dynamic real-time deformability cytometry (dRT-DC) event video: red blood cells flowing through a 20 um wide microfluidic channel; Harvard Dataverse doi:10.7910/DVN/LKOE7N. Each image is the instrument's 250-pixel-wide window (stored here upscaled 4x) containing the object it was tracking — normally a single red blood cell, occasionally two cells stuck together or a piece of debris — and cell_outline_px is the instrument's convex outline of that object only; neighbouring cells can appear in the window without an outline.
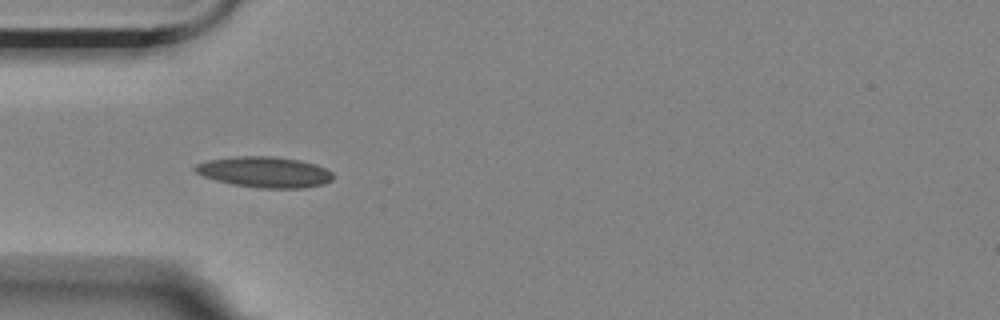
{"species": "Egyptian fruit bat (a non-hibernating species)", "species_latin": "Rousettus aegyptiacus", "temperature_condition": "room temperature", "stored_images_in_passage": 3, "camera_frame_rate_fps": 3000, "um_per_image_px": 0.085, "animal": {"sex": "female"}, "frame": {"image": 1, "passage_image": 2, "time_ms": 0.333, "image_size_px": [1000, 320], "cell_outline_px": [[336, 176], [332, 180], [324, 184], [304, 188], [260, 188], [232, 184], [216, 180], [204, 176], [196, 172], [192, 168], [196, 164], [208, 160], [236, 156], [276, 156], [300, 160], [316, 164], [332, 172]], "centroid_in_image_um": [22.53, 14.62], "position_along_channel_um": 62.5, "area_um2": 24.91}}
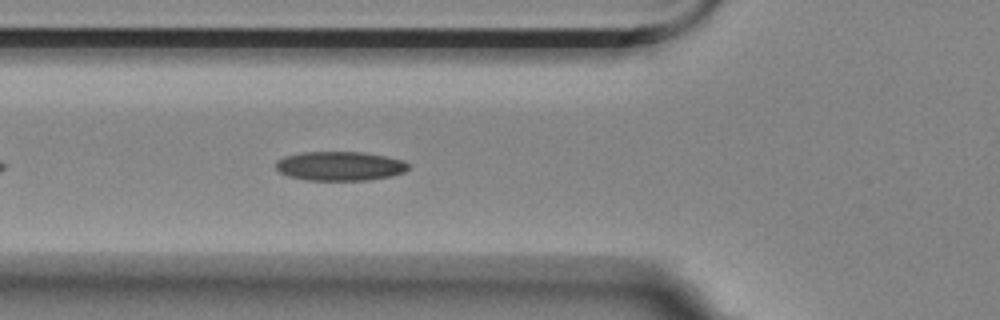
{"frame": {"image": 2, "passage_image": 3, "time_ms": 0.667, "image_size_px": [1000, 320], "cell_outline_px": [[408, 168], [404, 172], [392, 176], [368, 180], [308, 180], [288, 176], [280, 172], [276, 168], [276, 160], [284, 156], [304, 152], [364, 152], [404, 160], [408, 164]], "centroid_in_image_um": [28.89, 14.11], "position_along_channel_um": 96.9, "area_um2": 22.54}}